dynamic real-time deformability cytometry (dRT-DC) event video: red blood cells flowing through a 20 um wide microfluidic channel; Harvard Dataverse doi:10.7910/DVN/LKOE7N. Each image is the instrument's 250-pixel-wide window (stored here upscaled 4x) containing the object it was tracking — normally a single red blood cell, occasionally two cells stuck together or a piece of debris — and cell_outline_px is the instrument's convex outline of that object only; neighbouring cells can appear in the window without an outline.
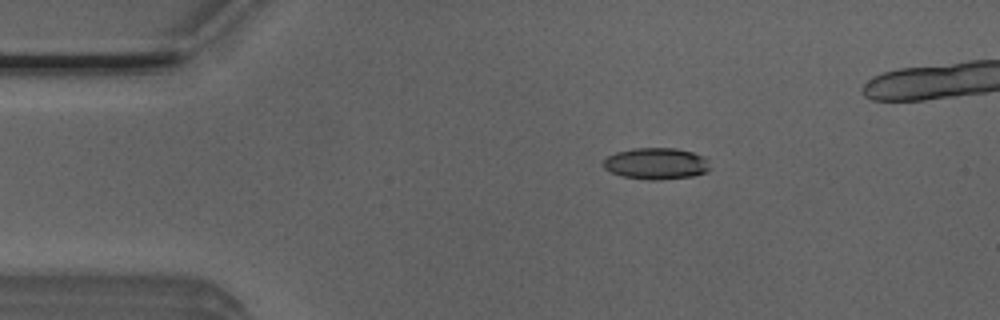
{"species": "Egyptian fruit bat (a non-hibernating species)", "species_latin": "Rousettus aegyptiacus", "temperature_condition": "room temperature", "stored_images_in_passage": 5, "camera_frame_rate_fps": 3000, "um_per_image_px": 0.085, "animal": {"sex": "male"}, "frame": {"image": 1, "passage_image": 3, "time_ms": 0.667, "image_size_px": [1000, 320], "cell_outline_px": [[712, 168], [708, 172], [692, 176], [656, 180], [648, 180], [624, 176], [612, 172], [604, 168], [604, 160], [608, 156], [616, 152], [636, 148], [676, 148], [692, 152], [704, 156], [708, 160]], "centroid_in_image_um": [55.84, 13.9], "position_along_channel_um": 29.2, "area_um2": 19.59}}